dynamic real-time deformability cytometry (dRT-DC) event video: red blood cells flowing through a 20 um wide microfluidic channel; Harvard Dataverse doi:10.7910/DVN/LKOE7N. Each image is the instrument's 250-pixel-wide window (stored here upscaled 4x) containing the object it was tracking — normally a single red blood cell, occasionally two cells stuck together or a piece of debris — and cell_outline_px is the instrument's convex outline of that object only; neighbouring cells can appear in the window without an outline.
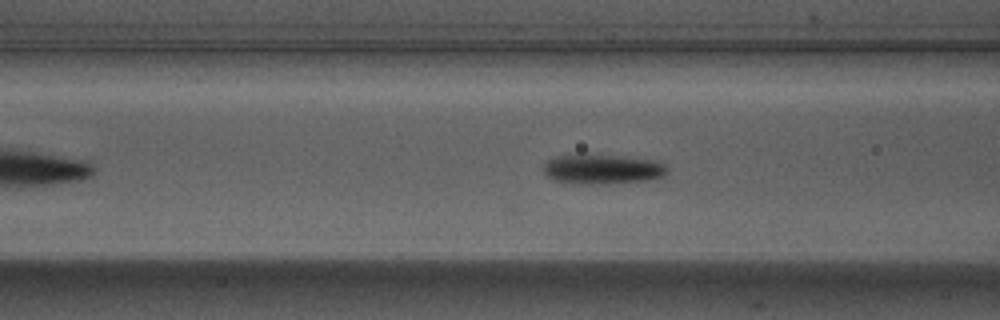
{"species": "Egyptian fruit bat (a non-hibernating species)", "species_latin": "Rousettus aegyptiacus", "temperature_condition": "warm", "stored_images_in_passage": 30, "camera_frame_rate_fps": 3000, "um_per_image_px": 0.085, "animal": {"sex": "male"}, "frame": {"image": 1, "passage_image": 4, "time_ms": 1.0, "image_size_px": [1000, 320], "cell_outline_px": [[668, 172], [664, 176], [644, 180], [604, 184], [568, 184], [552, 180], [544, 172], [544, 164], [548, 160], [556, 156], [624, 156], [656, 160], [664, 164], [668, 168]], "centroid_in_image_um": [51.22, 14.41], "position_along_channel_um": 115.4, "area_um2": 21.27}}
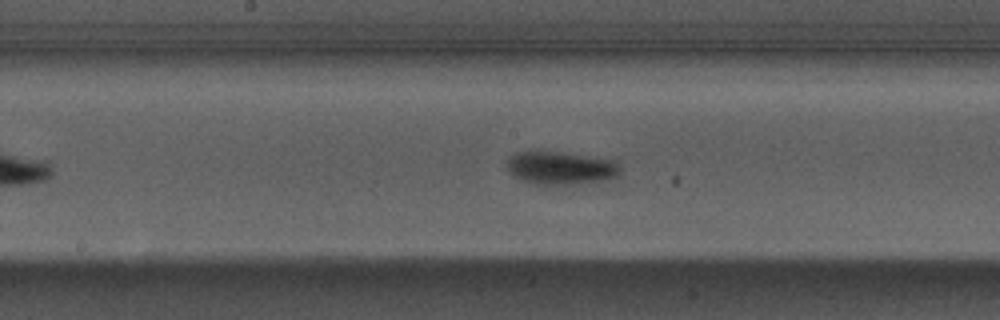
{"frame": {"image": 2, "passage_image": 11, "time_ms": 3.333, "image_size_px": [1000, 320], "cell_outline_px": [[620, 176], [604, 180], [572, 184], [532, 184], [512, 176], [508, 172], [504, 164], [508, 156], [516, 152], [556, 152], [616, 160], [620, 168]], "centroid_in_image_um": [47.6, 14.28], "position_along_channel_um": 200.6, "area_um2": 21.91}}
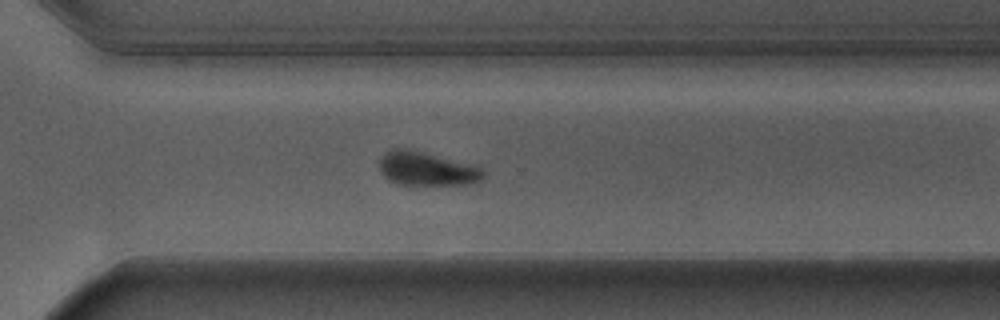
{"frame": {"image": 3, "passage_image": 22, "time_ms": 7.0, "image_size_px": [1000, 320], "cell_outline_px": [[484, 176], [476, 184], [396, 184], [388, 180], [380, 172], [380, 160], [388, 152], [396, 148], [404, 148], [476, 164], [484, 168]], "centroid_in_image_um": [36.35, 14.35], "position_along_channel_um": 334.3, "area_um2": 20.46}}